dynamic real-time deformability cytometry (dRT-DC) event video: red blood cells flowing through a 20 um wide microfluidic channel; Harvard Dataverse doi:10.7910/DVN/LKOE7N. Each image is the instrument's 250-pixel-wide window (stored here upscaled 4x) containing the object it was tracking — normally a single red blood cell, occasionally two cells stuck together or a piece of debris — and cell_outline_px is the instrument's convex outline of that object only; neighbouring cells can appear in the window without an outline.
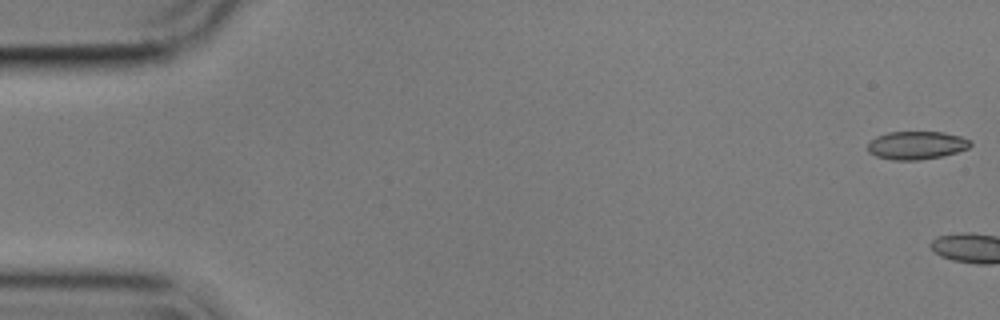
{"species": "common noctule bat (a hibernating species)", "species_latin": "Nyctalus noctula", "temperature_condition": "cold", "stored_images_in_passage": 4, "camera_frame_rate_fps": 3000, "um_per_image_px": 0.085, "animal": {"sex": "male", "body_mass_g": 17.9}, "frame": {"image": 1, "passage_image": 1, "time_ms": 0.0, "image_size_px": [1000, 320], "cell_outline_px": [[972, 144], [968, 148], [956, 152], [940, 156], [920, 160], [892, 160], [876, 156], [868, 152], [868, 144], [876, 136], [888, 132], [944, 132], [960, 136], [972, 140]], "centroid_in_image_um": [77.91, 12.34], "position_along_channel_um": 7.1, "area_um2": 16.82}}